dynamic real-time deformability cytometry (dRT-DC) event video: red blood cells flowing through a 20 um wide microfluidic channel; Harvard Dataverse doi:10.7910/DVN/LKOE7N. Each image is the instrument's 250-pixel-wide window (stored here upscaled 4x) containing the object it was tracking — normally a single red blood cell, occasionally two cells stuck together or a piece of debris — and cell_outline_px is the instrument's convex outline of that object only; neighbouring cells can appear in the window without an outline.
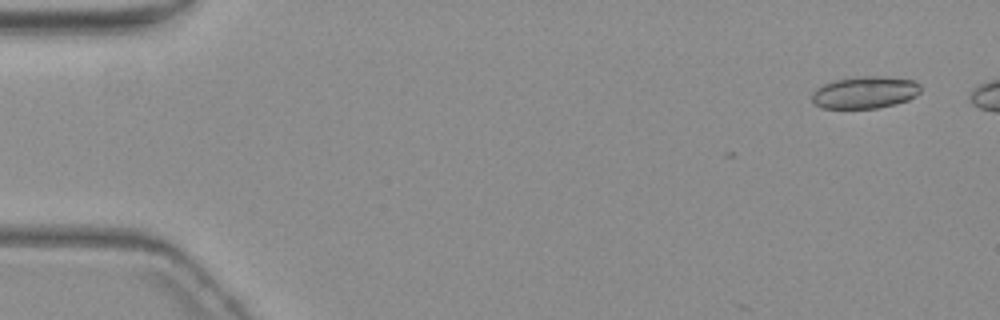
{"species": "common noctule bat (a hibernating species)", "species_latin": "Nyctalus noctula", "temperature_condition": "warm", "stored_images_in_passage": 3, "camera_frame_rate_fps": 3000, "um_per_image_px": 0.085, "animal": {"sex": "female", "body_mass_g": 19.3, "forearm_length_mm": 54.1}, "frame": {"image": 1, "passage_image": 1, "time_ms": 0.0, "image_size_px": [1000, 320], "cell_outline_px": [[920, 92], [916, 96], [908, 100], [876, 108], [820, 108], [812, 100], [812, 92], [816, 88], [824, 84], [836, 80], [864, 76], [880, 76], [912, 80], [920, 84]], "centroid_in_image_um": [73.51, 7.86], "position_along_channel_um": 11.5, "area_um2": 20.11}}